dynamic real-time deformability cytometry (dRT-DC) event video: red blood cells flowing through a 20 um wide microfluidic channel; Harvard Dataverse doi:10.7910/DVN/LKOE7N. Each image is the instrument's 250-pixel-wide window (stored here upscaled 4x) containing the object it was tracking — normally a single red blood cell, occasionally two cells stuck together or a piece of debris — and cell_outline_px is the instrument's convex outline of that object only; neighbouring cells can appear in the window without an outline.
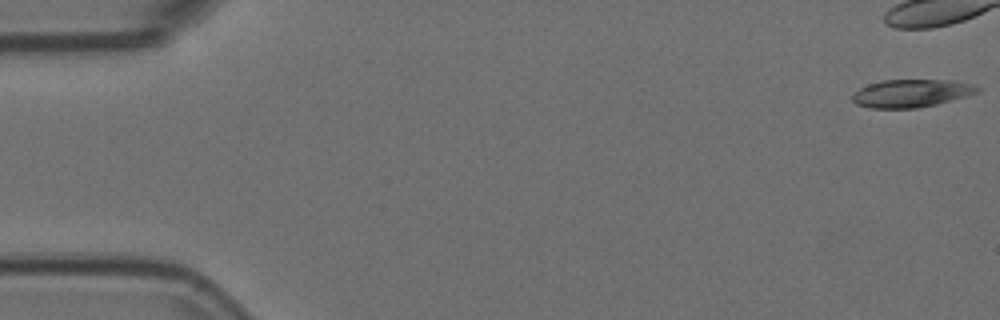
{"species": "Egyptian fruit bat (a non-hibernating species)", "species_latin": "Rousettus aegyptiacus", "temperature_condition": "room temperature", "stored_images_in_passage": 40, "camera_frame_rate_fps": 3000, "um_per_image_px": 0.085, "animal": {"sex": "female"}, "frame": {"image": 1, "passage_image": 1, "time_ms": 0.0, "image_size_px": [1000, 320], "cell_outline_px": [[980, 92], [936, 104], [916, 108], [872, 108], [856, 104], [852, 100], [852, 96], [860, 88], [868, 84], [884, 80], [948, 80], [972, 84], [980, 88]], "centroid_in_image_um": [77.46, 7.93], "position_along_channel_um": 7.5, "area_um2": 20.06}}